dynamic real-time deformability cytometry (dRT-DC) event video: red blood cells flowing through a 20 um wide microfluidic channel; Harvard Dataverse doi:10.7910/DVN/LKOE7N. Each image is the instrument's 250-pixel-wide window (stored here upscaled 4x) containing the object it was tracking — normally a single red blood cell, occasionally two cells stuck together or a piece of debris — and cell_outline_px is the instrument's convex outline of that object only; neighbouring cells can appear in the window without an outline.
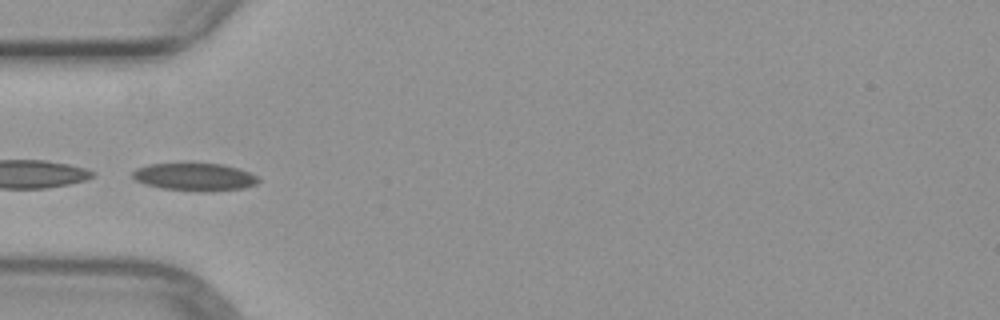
{"species": "common noctule bat (a hibernating species)", "species_latin": "Nyctalus noctula", "temperature_condition": "warm", "stored_images_in_passage": 5, "camera_frame_rate_fps": 3000, "um_per_image_px": 0.085, "animal": {"sex": "female", "body_mass_g": 29.2, "forearm_length_mm": 56.3}, "frame": {"image": 1, "passage_image": 5, "time_ms": 4.667, "image_size_px": [1000, 320], "cell_outline_px": [[260, 180], [256, 184], [244, 188], [212, 192], [200, 192], [160, 188], [144, 184], [136, 180], [132, 176], [132, 172], [136, 168], [148, 164], [192, 160], [224, 164], [240, 168], [256, 176]], "centroid_in_image_um": [16.53, 14.99], "position_along_channel_um": 68.5, "area_um2": 21.56}}